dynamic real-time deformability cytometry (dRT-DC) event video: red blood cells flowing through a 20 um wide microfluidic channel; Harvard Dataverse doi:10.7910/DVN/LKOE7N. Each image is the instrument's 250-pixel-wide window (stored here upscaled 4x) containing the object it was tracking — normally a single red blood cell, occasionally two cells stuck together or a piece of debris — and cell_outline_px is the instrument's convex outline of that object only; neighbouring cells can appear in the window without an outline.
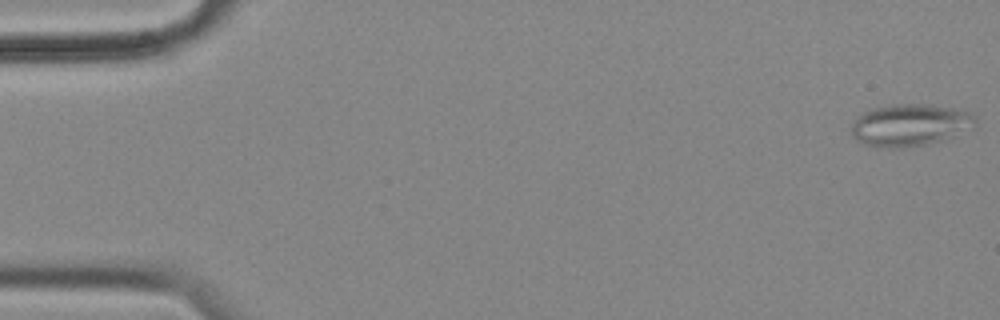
{"species": "common noctule bat (a hibernating species)", "species_latin": "Nyctalus noctula", "temperature_condition": "cold", "stored_images_in_passage": 5, "camera_frame_rate_fps": 3000, "um_per_image_px": 0.085, "animal": {"sex": "female", "body_mass_g": 18.4}, "frame": {"image": 1, "passage_image": 1, "time_ms": 0.0, "image_size_px": [1000, 320], "cell_outline_px": [[976, 124], [956, 136], [944, 140], [924, 144], [900, 148], [876, 148], [864, 144], [856, 140], [852, 136], [852, 120], [864, 112], [872, 108], [892, 104], [932, 104], [964, 108], [972, 112], [976, 116]], "centroid_in_image_um": [77.38, 10.61], "position_along_channel_um": 7.6, "area_um2": 31.15}}